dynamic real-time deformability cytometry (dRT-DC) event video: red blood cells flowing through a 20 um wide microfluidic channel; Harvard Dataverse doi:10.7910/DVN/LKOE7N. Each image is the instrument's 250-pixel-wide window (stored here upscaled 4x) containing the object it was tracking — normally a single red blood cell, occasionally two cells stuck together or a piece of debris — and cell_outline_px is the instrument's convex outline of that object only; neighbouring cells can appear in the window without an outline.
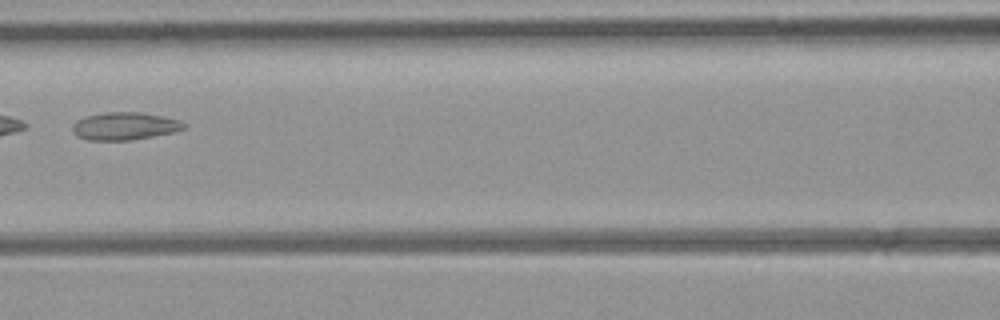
{"species": "common noctule bat (a hibernating species)", "species_latin": "Nyctalus noctula", "temperature_condition": "room temperature", "stored_images_in_passage": 4, "camera_frame_rate_fps": 3000, "um_per_image_px": 0.085, "animal": {"sex": "female", "body_mass_g": 21.9}, "frame": {"image": 1, "passage_image": 3, "time_ms": 2.333, "image_size_px": [1000, 320], "cell_outline_px": [[188, 124], [184, 128], [172, 132], [152, 136], [128, 140], [88, 140], [72, 132], [72, 124], [76, 120], [84, 116], [104, 112], [140, 112], [164, 116], [180, 120]], "centroid_in_image_um": [10.58, 10.7], "position_along_channel_um": 156.0, "area_um2": 17.98}}
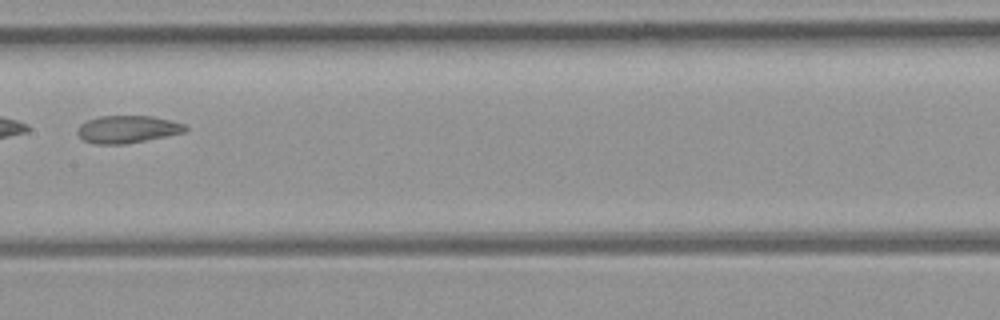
{"frame": {"image": 2, "passage_image": 4, "time_ms": 3.333, "image_size_px": [1000, 320], "cell_outline_px": [[188, 128], [184, 132], [124, 144], [92, 144], [84, 140], [76, 132], [80, 124], [88, 120], [100, 116], [152, 116], [184, 124]], "centroid_in_image_um": [10.79, 10.98], "position_along_channel_um": 196.6, "area_um2": 16.99}}